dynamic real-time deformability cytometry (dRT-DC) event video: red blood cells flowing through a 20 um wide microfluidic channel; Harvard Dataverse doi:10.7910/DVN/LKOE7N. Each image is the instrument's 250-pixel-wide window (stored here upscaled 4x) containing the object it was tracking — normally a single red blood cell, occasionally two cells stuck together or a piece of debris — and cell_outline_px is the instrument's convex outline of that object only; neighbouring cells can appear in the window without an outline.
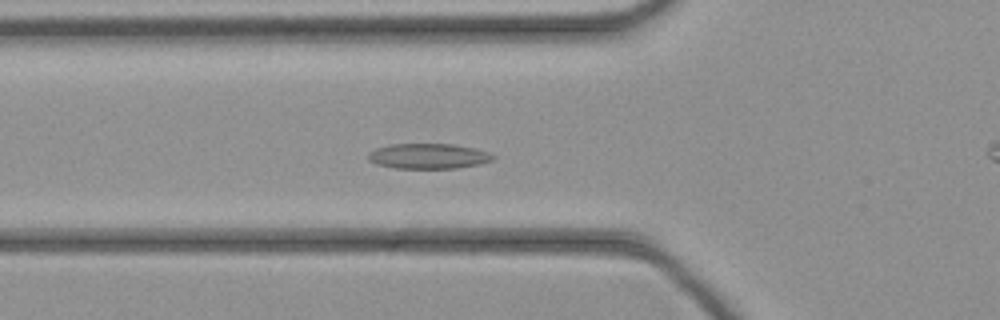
{"species": "common noctule bat (a hibernating species)", "species_latin": "Nyctalus noctula", "temperature_condition": "cold", "stored_images_in_passage": 46, "camera_frame_rate_fps": 3000, "um_per_image_px": 0.085, "animal": {"sex": "female", "body_mass_g": 21.9}, "frame": {"image": 1, "passage_image": 16, "time_ms": 5.0, "image_size_px": [1000, 320], "cell_outline_px": [[496, 156], [492, 160], [480, 164], [456, 168], [396, 168], [376, 164], [368, 160], [368, 152], [376, 148], [388, 144], [452, 144], [472, 148], [488, 152]], "centroid_in_image_um": [36.38, 13.27], "position_along_channel_um": 89.4, "area_um2": 18.32}}
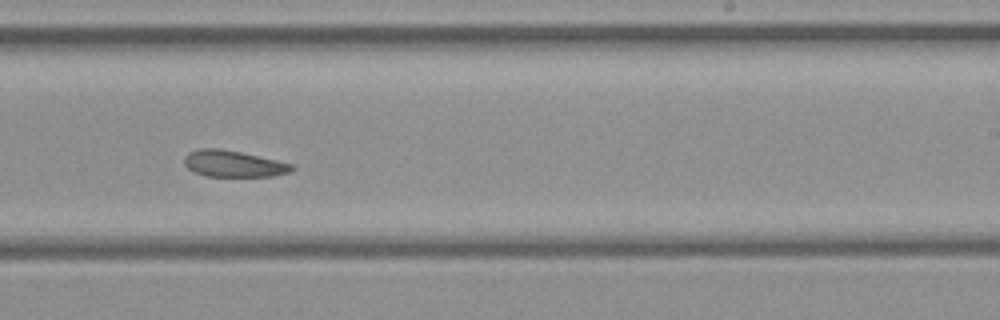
{"frame": {"image": 2, "passage_image": 28, "time_ms": 9.0, "image_size_px": [1000, 320], "cell_outline_px": [[296, 168], [292, 172], [272, 176], [204, 176], [192, 172], [184, 164], [184, 156], [188, 152], [200, 148], [220, 148], [240, 152], [276, 160], [292, 164]], "centroid_in_image_um": [19.82, 13.92], "position_along_channel_um": 269.2, "area_um2": 16.7}}
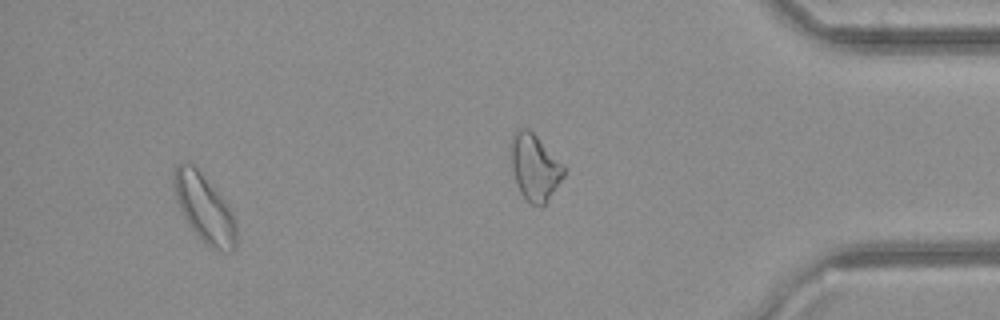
{"frame": {"image": 3, "passage_image": 43, "time_ms": 14.0, "image_size_px": [1000, 320], "cell_outline_px": [[236, 244], [232, 252], [220, 252], [204, 244], [200, 240], [188, 224], [180, 208], [176, 196], [172, 180], [172, 176], [176, 164], [184, 160], [188, 160], [200, 172], [224, 200], [236, 224]], "centroid_in_image_um": [17.34, 17.71], "position_along_channel_um": 417.9, "area_um2": 24.62}}